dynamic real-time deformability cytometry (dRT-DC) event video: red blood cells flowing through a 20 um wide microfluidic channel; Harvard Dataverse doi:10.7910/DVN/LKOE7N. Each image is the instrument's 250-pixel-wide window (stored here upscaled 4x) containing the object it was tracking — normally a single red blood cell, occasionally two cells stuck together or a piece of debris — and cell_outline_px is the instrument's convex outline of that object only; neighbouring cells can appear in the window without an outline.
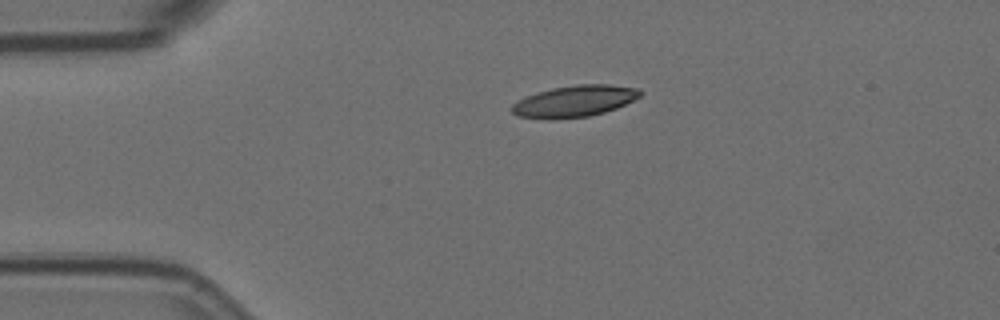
{"species": "Egyptian fruit bat (a non-hibernating species)", "species_latin": "Rousettus aegyptiacus", "temperature_condition": "room temperature", "stored_images_in_passage": 2, "camera_frame_rate_fps": 3000, "um_per_image_px": 0.085, "animal": {"sex": "female"}, "frame": {"image": 1, "passage_image": 1, "time_ms": 0.0, "image_size_px": [1000, 320], "cell_outline_px": [[644, 92], [640, 96], [616, 108], [604, 112], [588, 116], [552, 120], [516, 116], [508, 108], [516, 100], [552, 88], [576, 84], [608, 84], [640, 88]], "centroid_in_image_um": [48.8, 8.6], "position_along_channel_um": 36.2, "area_um2": 23.7}}
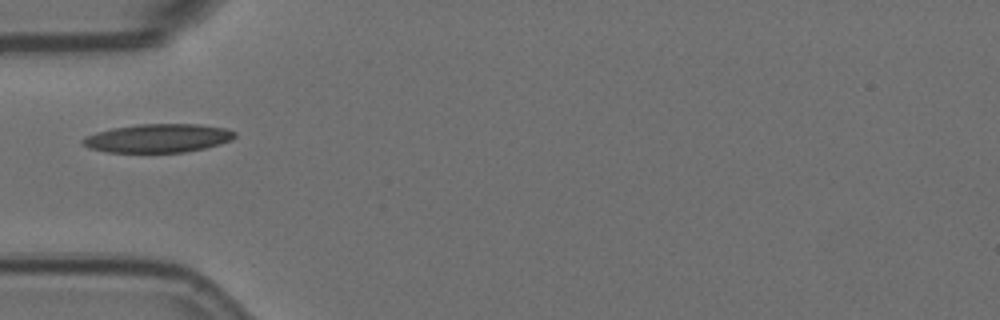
{"frame": {"image": 2, "passage_image": 2, "time_ms": 0.333, "image_size_px": [1000, 320], "cell_outline_px": [[236, 136], [232, 140], [220, 144], [204, 148], [184, 152], [108, 152], [88, 148], [80, 140], [96, 132], [112, 128], [140, 124], [200, 124], [228, 128], [236, 132]], "centroid_in_image_um": [13.48, 11.74], "position_along_channel_um": 71.5, "area_um2": 25.32}}